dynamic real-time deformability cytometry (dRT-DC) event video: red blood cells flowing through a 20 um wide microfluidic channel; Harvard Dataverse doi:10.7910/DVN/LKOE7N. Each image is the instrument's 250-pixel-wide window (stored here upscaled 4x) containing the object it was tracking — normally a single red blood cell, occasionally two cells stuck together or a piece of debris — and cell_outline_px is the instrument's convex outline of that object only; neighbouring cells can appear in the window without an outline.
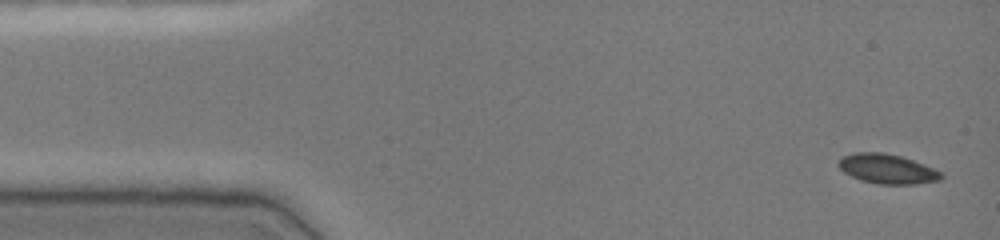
{"species": "common noctule bat (a hibernating species)", "species_latin": "Nyctalus noctula", "temperature_condition": "cold", "stored_images_in_passage": 6, "camera_frame_rate_fps": 3000, "um_per_image_px": 0.085, "animal": {"sex": "female", "body_mass_g": 19.0, "forearm_length_mm": 51.5}, "frame": {"image": 1, "passage_image": 1, "time_ms": 0.0, "image_size_px": [1000, 240], "cell_outline_px": [[944, 176], [940, 180], [916, 184], [880, 184], [860, 180], [844, 172], [836, 164], [844, 156], [856, 152], [880, 152], [900, 156], [924, 164], [944, 172]], "centroid_in_image_um": [75.45, 14.36], "position_along_channel_um": 9.5, "area_um2": 17.69}}